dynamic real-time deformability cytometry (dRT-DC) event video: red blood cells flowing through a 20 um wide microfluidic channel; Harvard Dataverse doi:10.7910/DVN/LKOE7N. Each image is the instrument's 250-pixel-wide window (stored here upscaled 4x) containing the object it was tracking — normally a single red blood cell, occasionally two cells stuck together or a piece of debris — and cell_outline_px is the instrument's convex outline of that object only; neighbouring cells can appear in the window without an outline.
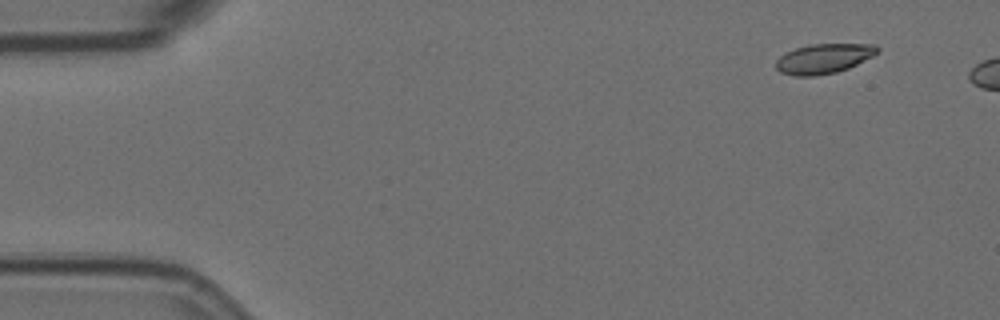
{"species": "Egyptian fruit bat (a non-hibernating species)", "species_latin": "Rousettus aegyptiacus", "temperature_condition": "room temperature", "stored_images_in_passage": 48, "camera_frame_rate_fps": 3000, "um_per_image_px": 0.085, "animal": {"sex": "female"}, "frame": {"image": 1, "passage_image": 1, "time_ms": 0.0, "image_size_px": [1000, 320], "cell_outline_px": [[880, 52], [848, 68], [836, 72], [816, 76], [796, 76], [780, 72], [776, 68], [776, 60], [780, 56], [796, 48], [808, 44], [876, 44], [880, 48]], "centroid_in_image_um": [70.03, 4.97], "position_along_channel_um": 15.0, "area_um2": 17.57}}
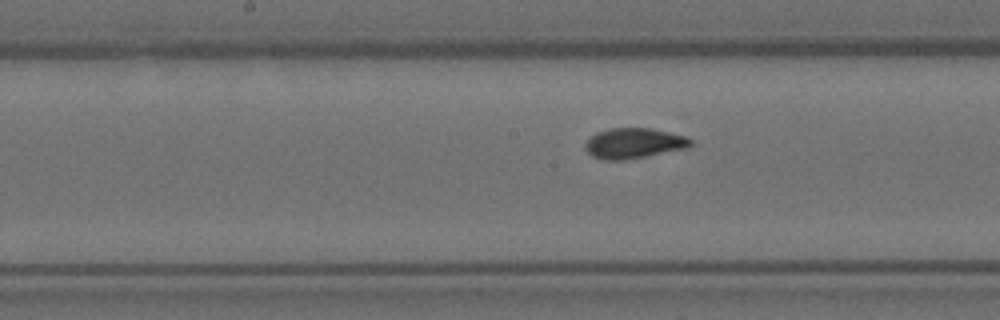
{"frame": {"image": 2, "passage_image": 25, "time_ms": 8.0, "image_size_px": [1000, 320], "cell_outline_px": [[692, 144], [688, 148], [624, 160], [600, 160], [592, 156], [584, 148], [584, 144], [596, 132], [608, 128], [652, 128], [688, 136], [692, 140]], "centroid_in_image_um": [53.88, 12.17], "position_along_channel_um": 194.3, "area_um2": 18.84}}
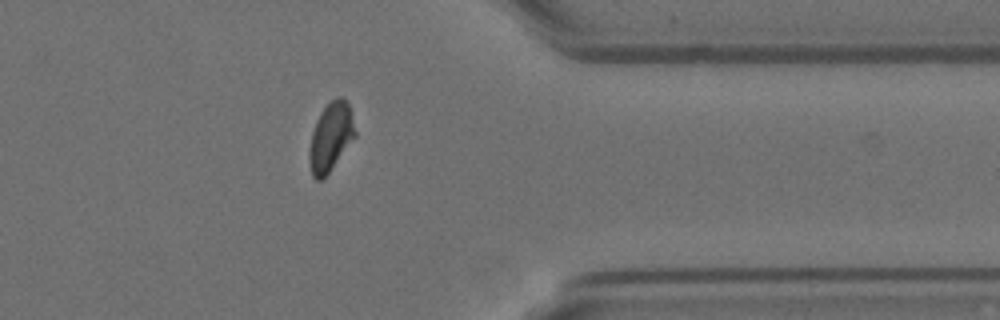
{"frame": {"image": 3, "passage_image": 42, "time_ms": 13.667, "image_size_px": [1000, 320], "cell_outline_px": [[356, 136], [328, 172], [320, 180], [316, 180], [312, 176], [308, 156], [312, 132], [316, 120], [320, 112], [336, 96], [340, 96], [348, 104], [356, 132]], "centroid_in_image_um": [28.09, 11.63], "position_along_channel_um": 383.3, "area_um2": 17.92}, "authors_computed_cell_mechanics": {"area_um2": 18.496, "velocity_mm_per_s": 3.5783, "shape_relaxation_time_tau1_ms": 6.1998, "shape_relaxation_time_tau2_ms": null, "deformation_change_tau1": 0.1992, "deformation_change_tau2": null}}